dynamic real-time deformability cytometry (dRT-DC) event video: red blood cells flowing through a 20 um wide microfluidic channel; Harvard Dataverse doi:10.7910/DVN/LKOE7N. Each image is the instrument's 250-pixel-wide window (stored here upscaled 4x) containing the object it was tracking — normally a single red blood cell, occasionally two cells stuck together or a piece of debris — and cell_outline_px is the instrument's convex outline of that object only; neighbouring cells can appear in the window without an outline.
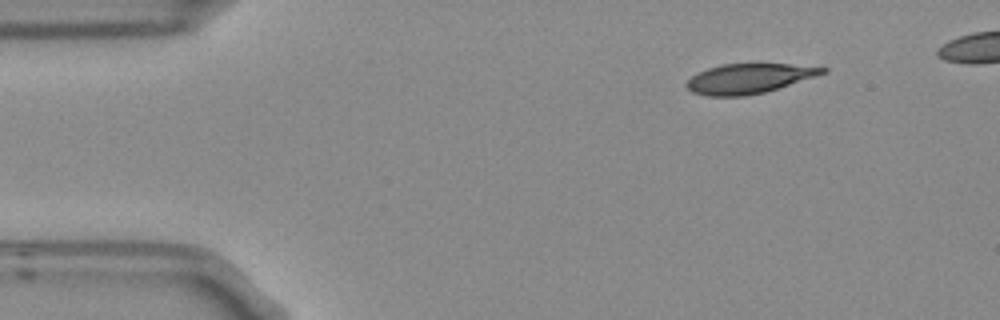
{"species": "Egyptian fruit bat (a non-hibernating species)", "species_latin": "Rousettus aegyptiacus", "temperature_condition": "room temperature", "stored_images_in_passage": 4, "camera_frame_rate_fps": 3000, "um_per_image_px": 0.085, "frame": {"image": 1, "passage_image": 1, "time_ms": 0.0, "image_size_px": [1000, 320], "cell_outline_px": [[828, 72], [764, 92], [744, 96], [708, 96], [692, 92], [684, 84], [696, 72], [708, 68], [724, 64], [788, 64], [828, 68]], "centroid_in_image_um": [63.61, 6.67], "position_along_channel_um": 21.4, "area_um2": 23.29}}